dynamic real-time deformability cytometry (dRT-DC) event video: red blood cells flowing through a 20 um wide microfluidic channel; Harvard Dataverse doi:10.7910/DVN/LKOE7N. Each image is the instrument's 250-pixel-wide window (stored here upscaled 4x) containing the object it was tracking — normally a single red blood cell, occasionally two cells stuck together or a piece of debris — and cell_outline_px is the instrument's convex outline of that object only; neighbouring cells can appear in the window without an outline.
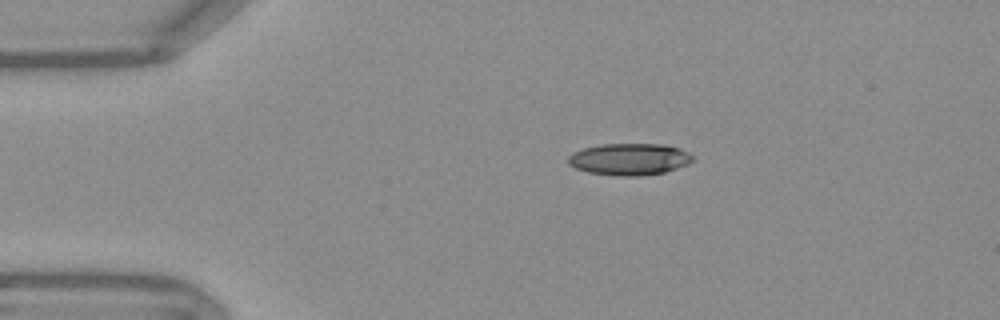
{"species": "Egyptian fruit bat (a non-hibernating species)", "species_latin": "Rousettus aegyptiacus", "temperature_condition": "warm", "stored_images_in_passage": 44, "camera_frame_rate_fps": 3000, "um_per_image_px": 0.085, "frame": {"image": 1, "passage_image": 1, "time_ms": 0.0, "image_size_px": [1000, 320], "cell_outline_px": [[692, 160], [688, 164], [664, 172], [640, 176], [620, 176], [588, 172], [576, 168], [568, 164], [568, 156], [572, 152], [584, 148], [604, 144], [664, 144], [680, 148], [688, 152], [692, 156]], "centroid_in_image_um": [53.49, 13.53], "position_along_channel_um": 31.5, "area_um2": 23.0}}
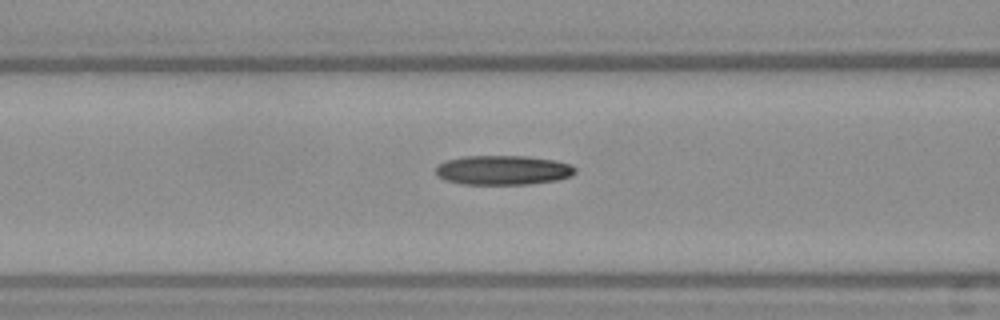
{"frame": {"image": 2, "passage_image": 12, "time_ms": 3.667, "image_size_px": [1000, 320], "cell_outline_px": [[576, 172], [568, 176], [556, 180], [528, 184], [464, 184], [444, 180], [436, 176], [436, 164], [444, 160], [464, 156], [528, 156], [552, 160], [568, 164], [576, 168]], "centroid_in_image_um": [42.67, 14.45], "position_along_channel_um": 123.9, "area_um2": 23.93}}
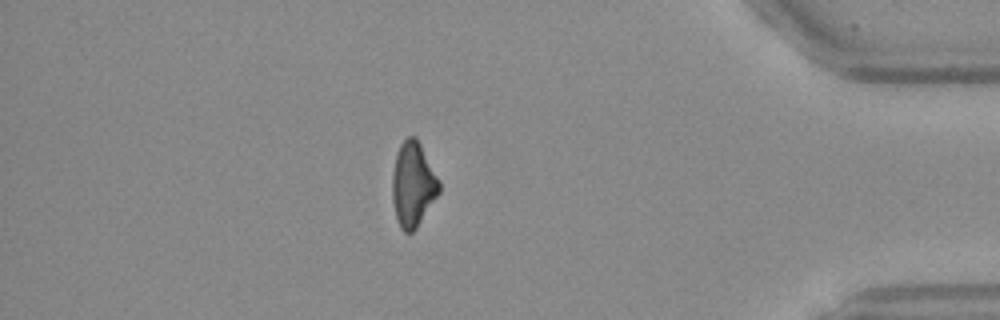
{"frame": {"image": 3, "passage_image": 37, "time_ms": 12.0, "image_size_px": [1000, 320], "cell_outline_px": [[440, 192], [416, 228], [412, 232], [404, 232], [400, 228], [396, 220], [392, 200], [392, 176], [396, 152], [400, 144], [408, 136], [416, 136], [440, 180]], "centroid_in_image_um": [35.1, 15.67], "position_along_channel_um": 400.1, "area_um2": 23.29}, "authors_computed_cell_mechanics": {"area_um2": 23.5535, "velocity_mm_per_s": 3.7826, "shape_relaxation_time_tau1_ms": null, "shape_relaxation_time_tau2_ms": 8.2513, "deformation_change_tau1": null, "deformation_change_tau2": 0.2032}}